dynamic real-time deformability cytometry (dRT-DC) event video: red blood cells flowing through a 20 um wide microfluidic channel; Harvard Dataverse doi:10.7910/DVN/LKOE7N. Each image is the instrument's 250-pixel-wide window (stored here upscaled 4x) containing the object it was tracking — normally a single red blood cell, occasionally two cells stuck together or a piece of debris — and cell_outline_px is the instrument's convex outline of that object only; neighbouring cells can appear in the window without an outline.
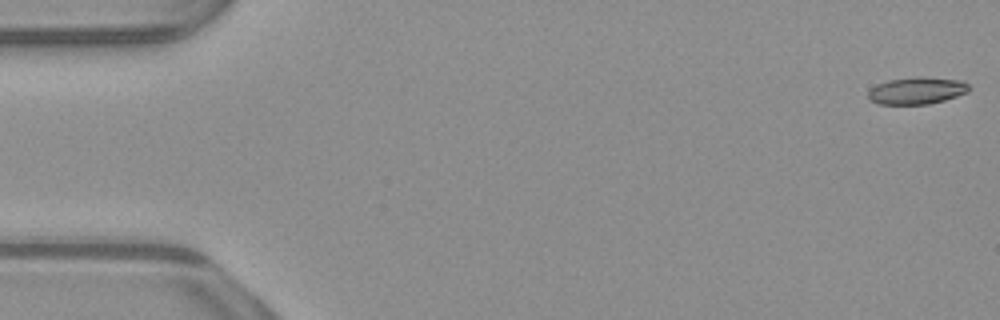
{"species": "common noctule bat (a hibernating species)", "species_latin": "Nyctalus noctula", "temperature_condition": "warm", "stored_images_in_passage": 53, "camera_frame_rate_fps": 3000, "um_per_image_px": 0.085, "animal": {"sex": "male", "body_mass_g": 23.1, "forearm_length_mm": 52.7}, "frame": {"image": 1, "passage_image": 1, "time_ms": 0.0, "image_size_px": [1000, 320], "cell_outline_px": [[968, 92], [944, 100], [928, 104], [876, 104], [868, 100], [868, 92], [876, 84], [888, 80], [964, 80], [968, 84]], "centroid_in_image_um": [77.86, 7.77], "position_along_channel_um": 7.1, "area_um2": 14.91}}
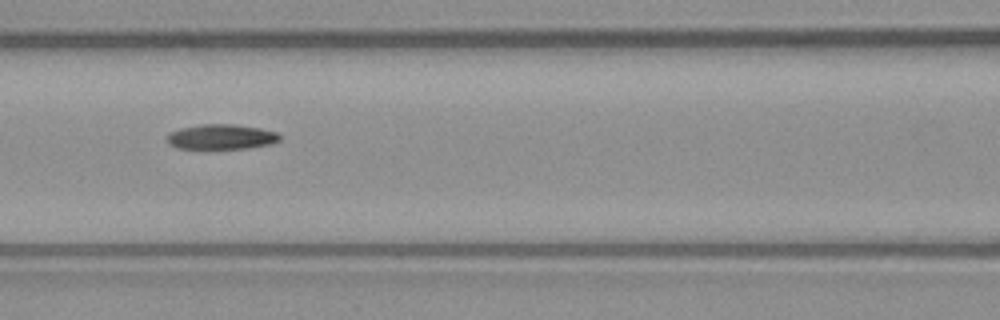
{"frame": {"image": 2, "passage_image": 23, "time_ms": 7.333, "image_size_px": [1000, 320], "cell_outline_px": [[280, 140], [272, 144], [248, 148], [176, 148], [168, 144], [168, 136], [172, 132], [180, 128], [200, 124], [232, 124], [260, 128], [276, 132], [280, 136]], "centroid_in_image_um": [18.83, 11.63], "position_along_channel_um": 147.8, "area_um2": 16.3}}
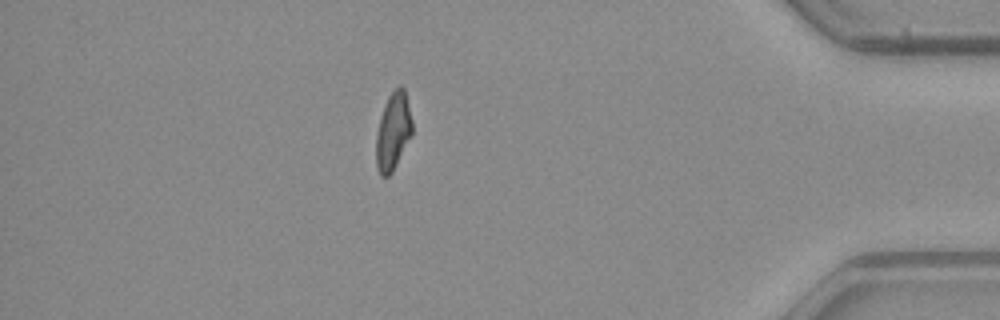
{"frame": {"image": 3, "passage_image": 46, "time_ms": 15.0, "image_size_px": [1000, 320], "cell_outline_px": [[412, 136], [392, 172], [388, 176], [380, 176], [376, 168], [376, 136], [380, 120], [388, 96], [400, 84], [404, 88], [412, 120]], "centroid_in_image_um": [33.42, 11.2], "position_along_channel_um": 401.8, "area_um2": 16.18}, "authors_computed_cell_mechanics": {"area_um2": 16.6464, "velocity_mm_per_s": 3.9165, "shape_relaxation_time_tau1_ms": null, "shape_relaxation_time_tau2_ms": 6.3126, "deformation_change_tau1": null, "deformation_change_tau2": 0.1301}}